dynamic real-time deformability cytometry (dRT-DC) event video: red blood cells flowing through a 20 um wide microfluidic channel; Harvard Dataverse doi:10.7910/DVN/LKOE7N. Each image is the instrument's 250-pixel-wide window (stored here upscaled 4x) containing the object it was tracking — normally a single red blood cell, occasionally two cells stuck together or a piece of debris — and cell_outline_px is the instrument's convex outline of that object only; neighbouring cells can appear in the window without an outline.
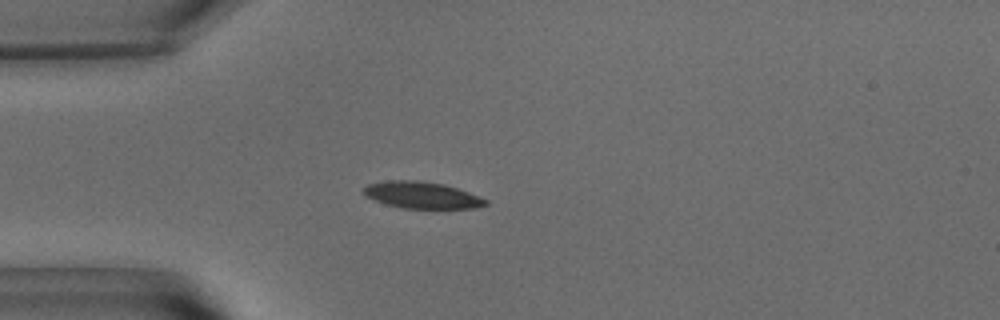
{"species": "common noctule bat (a hibernating species)", "species_latin": "Nyctalus noctula", "temperature_condition": "warm", "stored_images_in_passage": 30, "camera_frame_rate_fps": 3000, "um_per_image_px": 0.085, "animal": {"sex": "male", "body_mass_g": 15.6}, "frame": {"image": 1, "passage_image": 8, "time_ms": 2.333, "image_size_px": [1000, 320], "cell_outline_px": [[488, 204], [476, 208], [400, 208], [384, 204], [364, 196], [364, 188], [368, 184], [388, 180], [416, 180], [444, 184], [468, 192], [488, 200]], "centroid_in_image_um": [35.83, 16.59], "position_along_channel_um": 49.2, "area_um2": 18.96}}
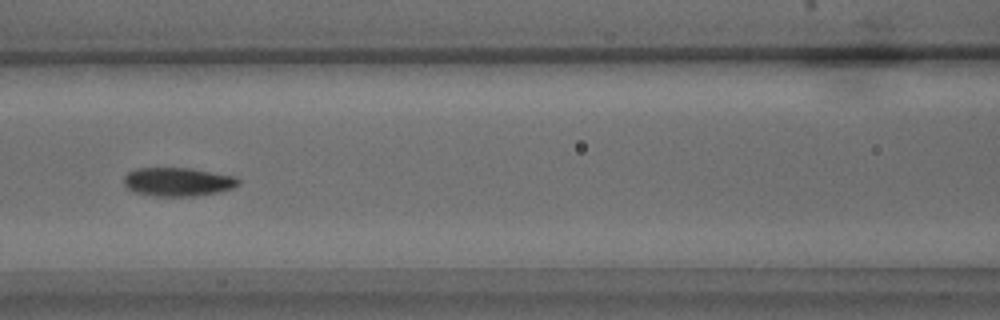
{"frame": {"image": 2, "passage_image": 17, "time_ms": 5.333, "image_size_px": [1000, 320], "cell_outline_px": [[240, 184], [232, 188], [216, 192], [196, 196], [156, 196], [132, 192], [124, 184], [124, 176], [128, 172], [136, 168], [192, 168], [236, 176], [240, 180]], "centroid_in_image_um": [15.12, 15.45], "position_along_channel_um": 151.5, "area_um2": 19.25}}
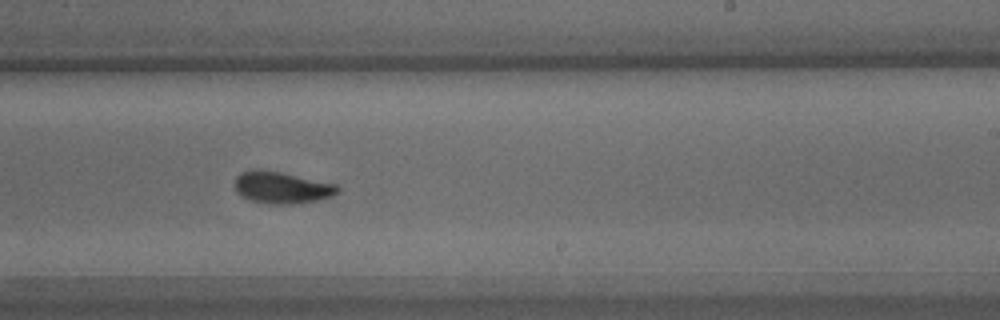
{"frame": {"image": 3, "passage_image": 26, "time_ms": 8.333, "image_size_px": [1000, 320], "cell_outline_px": [[340, 192], [332, 196], [316, 200], [288, 204], [268, 204], [252, 200], [236, 192], [236, 176], [240, 172], [252, 168], [260, 168], [280, 172], [336, 184], [340, 188]], "centroid_in_image_um": [23.94, 15.92], "position_along_channel_um": 265.1, "area_um2": 19.02}}